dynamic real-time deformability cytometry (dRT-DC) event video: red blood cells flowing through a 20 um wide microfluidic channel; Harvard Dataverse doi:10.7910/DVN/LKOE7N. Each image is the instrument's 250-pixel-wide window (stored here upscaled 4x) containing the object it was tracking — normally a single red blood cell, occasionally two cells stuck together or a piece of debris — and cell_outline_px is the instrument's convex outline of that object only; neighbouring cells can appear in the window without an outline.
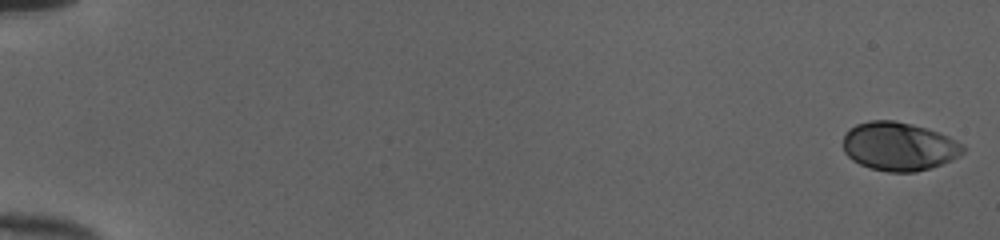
{"species": "human", "species_latin": "Homo sapiens", "temperature_condition": "cold", "stored_images_in_passage": 52, "camera_frame_rate_fps": 3000, "um_per_image_px": 0.085, "donor": {"sex": "female"}, "frame": {"image": 1, "passage_image": 1, "time_ms": 0.0, "image_size_px": [1000, 240], "cell_outline_px": [[964, 152], [960, 156], [952, 160], [916, 172], [888, 172], [872, 168], [860, 164], [852, 160], [844, 152], [844, 132], [848, 128], [856, 124], [868, 120], [892, 120], [912, 124], [948, 136], [964, 144]], "centroid_in_image_um": [76.39, 12.44], "position_along_channel_um": 8.6, "area_um2": 33.93}}
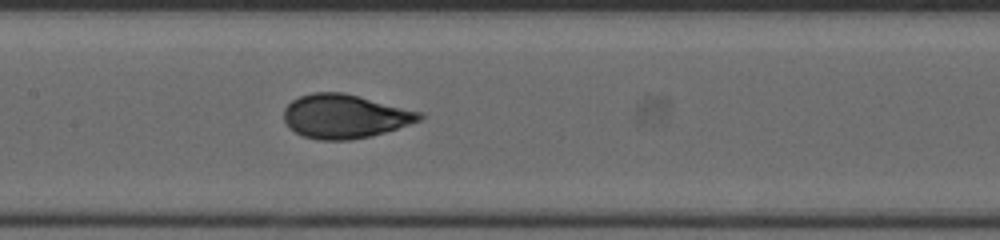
{"frame": {"image": 2, "passage_image": 28, "time_ms": 9.0, "image_size_px": [1000, 240], "cell_outline_px": [[424, 116], [420, 120], [384, 132], [368, 136], [348, 140], [316, 140], [304, 136], [296, 132], [284, 120], [284, 108], [292, 100], [300, 96], [312, 92], [344, 92], [424, 112]], "centroid_in_image_um": [29.31, 9.87], "position_along_channel_um": 178.1, "area_um2": 34.56}}
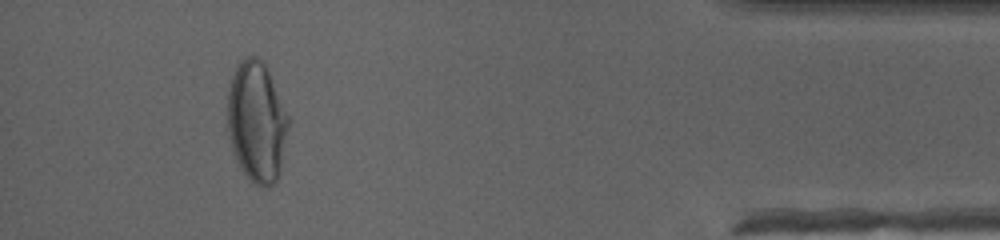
{"frame": {"image": 3, "passage_image": 49, "time_ms": 16.0, "image_size_px": [1000, 240], "cell_outline_px": [[288, 128], [280, 176], [268, 188], [264, 188], [256, 184], [240, 168], [236, 160], [232, 148], [228, 128], [228, 92], [232, 76], [240, 60], [244, 56], [256, 56], [264, 64], [268, 72], [288, 116]], "centroid_in_image_um": [21.82, 10.39], "position_along_channel_um": 413.4, "area_um2": 42.37}, "authors_computed_cell_mechanics": {"area_um2": 33.8708, "velocity_mm_per_s": 4.0313, "shape_relaxation_time_tau1_ms": 3.8506, "shape_relaxation_time_tau2_ms": null, "deformation_change_tau1": 0.1989, "deformation_change_tau2": null}}